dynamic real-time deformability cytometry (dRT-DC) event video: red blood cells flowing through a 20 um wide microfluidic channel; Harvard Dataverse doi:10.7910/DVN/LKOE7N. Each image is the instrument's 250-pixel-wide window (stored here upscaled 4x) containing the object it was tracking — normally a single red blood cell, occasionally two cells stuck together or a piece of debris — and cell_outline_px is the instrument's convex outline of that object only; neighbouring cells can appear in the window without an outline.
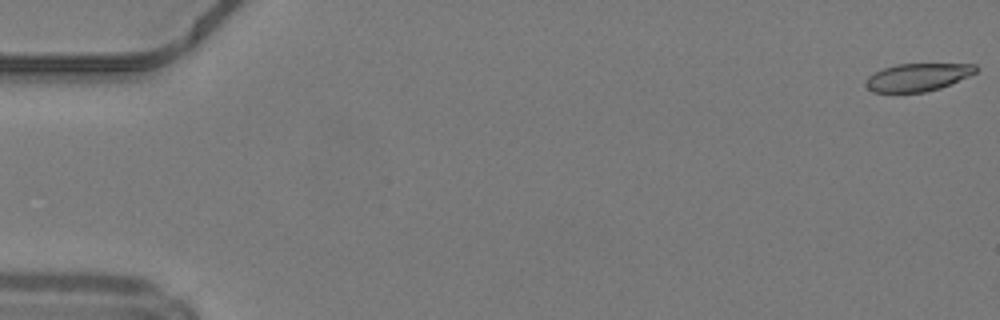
{"species": "common noctule bat (a hibernating species)", "species_latin": "Nyctalus noctula", "temperature_condition": "warm", "stored_images_in_passage": 4, "camera_frame_rate_fps": 3000, "um_per_image_px": 0.085, "animal": {"sex": "male", "body_mass_g": 19.2, "forearm_length_mm": 51.8}, "frame": {"image": 1, "passage_image": 1, "time_ms": 0.0, "image_size_px": [1000, 320], "cell_outline_px": [[980, 68], [976, 72], [968, 76], [940, 88], [924, 92], [872, 92], [868, 88], [868, 76], [884, 68], [896, 64], [976, 64]], "centroid_in_image_um": [78.05, 6.55], "position_along_channel_um": 7.0, "area_um2": 17.51}}